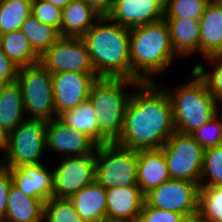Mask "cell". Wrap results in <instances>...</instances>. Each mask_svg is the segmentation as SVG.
Listing matches in <instances>:
<instances>
[{"label": "cell", "instance_id": "cell-1", "mask_svg": "<svg viewBox=\"0 0 222 222\" xmlns=\"http://www.w3.org/2000/svg\"><path fill=\"white\" fill-rule=\"evenodd\" d=\"M175 131L171 100L161 82L139 83L114 143L136 151L160 149Z\"/></svg>", "mask_w": 222, "mask_h": 222}, {"label": "cell", "instance_id": "cell-2", "mask_svg": "<svg viewBox=\"0 0 222 222\" xmlns=\"http://www.w3.org/2000/svg\"><path fill=\"white\" fill-rule=\"evenodd\" d=\"M131 79L140 83L158 82L155 75L168 71L176 57L167 21L130 28Z\"/></svg>", "mask_w": 222, "mask_h": 222}, {"label": "cell", "instance_id": "cell-3", "mask_svg": "<svg viewBox=\"0 0 222 222\" xmlns=\"http://www.w3.org/2000/svg\"><path fill=\"white\" fill-rule=\"evenodd\" d=\"M81 38L98 77L131 79L129 28L101 17Z\"/></svg>", "mask_w": 222, "mask_h": 222}, {"label": "cell", "instance_id": "cell-4", "mask_svg": "<svg viewBox=\"0 0 222 222\" xmlns=\"http://www.w3.org/2000/svg\"><path fill=\"white\" fill-rule=\"evenodd\" d=\"M139 83L123 77H98L91 87L88 99L99 130L111 143L121 134L129 100Z\"/></svg>", "mask_w": 222, "mask_h": 222}, {"label": "cell", "instance_id": "cell-5", "mask_svg": "<svg viewBox=\"0 0 222 222\" xmlns=\"http://www.w3.org/2000/svg\"><path fill=\"white\" fill-rule=\"evenodd\" d=\"M190 73V80L177 85V89L162 86L171 100L175 130L182 134H191L220 110V104L204 82L193 70Z\"/></svg>", "mask_w": 222, "mask_h": 222}, {"label": "cell", "instance_id": "cell-6", "mask_svg": "<svg viewBox=\"0 0 222 222\" xmlns=\"http://www.w3.org/2000/svg\"><path fill=\"white\" fill-rule=\"evenodd\" d=\"M136 150L116 143L99 145L96 150L94 182L105 188H123L137 185Z\"/></svg>", "mask_w": 222, "mask_h": 222}, {"label": "cell", "instance_id": "cell-7", "mask_svg": "<svg viewBox=\"0 0 222 222\" xmlns=\"http://www.w3.org/2000/svg\"><path fill=\"white\" fill-rule=\"evenodd\" d=\"M17 82L27 119L51 121L57 117L51 73L41 63L19 68Z\"/></svg>", "mask_w": 222, "mask_h": 222}, {"label": "cell", "instance_id": "cell-8", "mask_svg": "<svg viewBox=\"0 0 222 222\" xmlns=\"http://www.w3.org/2000/svg\"><path fill=\"white\" fill-rule=\"evenodd\" d=\"M46 124L44 120L26 119L10 131L8 146L3 153L4 166L18 167L44 162L47 152Z\"/></svg>", "mask_w": 222, "mask_h": 222}, {"label": "cell", "instance_id": "cell-9", "mask_svg": "<svg viewBox=\"0 0 222 222\" xmlns=\"http://www.w3.org/2000/svg\"><path fill=\"white\" fill-rule=\"evenodd\" d=\"M160 149L171 179L186 180L200 186L204 149L190 134L175 131Z\"/></svg>", "mask_w": 222, "mask_h": 222}, {"label": "cell", "instance_id": "cell-10", "mask_svg": "<svg viewBox=\"0 0 222 222\" xmlns=\"http://www.w3.org/2000/svg\"><path fill=\"white\" fill-rule=\"evenodd\" d=\"M56 164L53 166L54 198L69 199L94 182L96 155L63 157Z\"/></svg>", "mask_w": 222, "mask_h": 222}, {"label": "cell", "instance_id": "cell-11", "mask_svg": "<svg viewBox=\"0 0 222 222\" xmlns=\"http://www.w3.org/2000/svg\"><path fill=\"white\" fill-rule=\"evenodd\" d=\"M199 189L197 183L169 179L145 195V202L153 207L189 215L198 211Z\"/></svg>", "mask_w": 222, "mask_h": 222}, {"label": "cell", "instance_id": "cell-12", "mask_svg": "<svg viewBox=\"0 0 222 222\" xmlns=\"http://www.w3.org/2000/svg\"><path fill=\"white\" fill-rule=\"evenodd\" d=\"M40 63L51 74L65 71L95 73L82 38L60 37L40 57Z\"/></svg>", "mask_w": 222, "mask_h": 222}, {"label": "cell", "instance_id": "cell-13", "mask_svg": "<svg viewBox=\"0 0 222 222\" xmlns=\"http://www.w3.org/2000/svg\"><path fill=\"white\" fill-rule=\"evenodd\" d=\"M98 144L88 135L64 124L58 117L47 121L46 150L61 157L96 155Z\"/></svg>", "mask_w": 222, "mask_h": 222}, {"label": "cell", "instance_id": "cell-14", "mask_svg": "<svg viewBox=\"0 0 222 222\" xmlns=\"http://www.w3.org/2000/svg\"><path fill=\"white\" fill-rule=\"evenodd\" d=\"M98 78L96 73L65 71L51 74L57 117L88 100L91 87Z\"/></svg>", "mask_w": 222, "mask_h": 222}, {"label": "cell", "instance_id": "cell-15", "mask_svg": "<svg viewBox=\"0 0 222 222\" xmlns=\"http://www.w3.org/2000/svg\"><path fill=\"white\" fill-rule=\"evenodd\" d=\"M164 5L165 0H114L107 17L130 29L163 19Z\"/></svg>", "mask_w": 222, "mask_h": 222}, {"label": "cell", "instance_id": "cell-16", "mask_svg": "<svg viewBox=\"0 0 222 222\" xmlns=\"http://www.w3.org/2000/svg\"><path fill=\"white\" fill-rule=\"evenodd\" d=\"M46 162L9 167L13 184L24 194L40 199L43 203L53 197V168ZM50 169V170H49Z\"/></svg>", "mask_w": 222, "mask_h": 222}, {"label": "cell", "instance_id": "cell-17", "mask_svg": "<svg viewBox=\"0 0 222 222\" xmlns=\"http://www.w3.org/2000/svg\"><path fill=\"white\" fill-rule=\"evenodd\" d=\"M107 220L137 222L145 203V195L138 186L106 188Z\"/></svg>", "mask_w": 222, "mask_h": 222}, {"label": "cell", "instance_id": "cell-18", "mask_svg": "<svg viewBox=\"0 0 222 222\" xmlns=\"http://www.w3.org/2000/svg\"><path fill=\"white\" fill-rule=\"evenodd\" d=\"M137 155V185L144 195L171 179L161 149L138 150Z\"/></svg>", "mask_w": 222, "mask_h": 222}, {"label": "cell", "instance_id": "cell-19", "mask_svg": "<svg viewBox=\"0 0 222 222\" xmlns=\"http://www.w3.org/2000/svg\"><path fill=\"white\" fill-rule=\"evenodd\" d=\"M200 56L222 54V0H211L199 20Z\"/></svg>", "mask_w": 222, "mask_h": 222}, {"label": "cell", "instance_id": "cell-20", "mask_svg": "<svg viewBox=\"0 0 222 222\" xmlns=\"http://www.w3.org/2000/svg\"><path fill=\"white\" fill-rule=\"evenodd\" d=\"M69 200L84 222L107 220L106 188L95 182L80 189Z\"/></svg>", "mask_w": 222, "mask_h": 222}, {"label": "cell", "instance_id": "cell-21", "mask_svg": "<svg viewBox=\"0 0 222 222\" xmlns=\"http://www.w3.org/2000/svg\"><path fill=\"white\" fill-rule=\"evenodd\" d=\"M167 21L170 40L176 54L181 57L200 56L199 21L183 18H164ZM196 53V54H195Z\"/></svg>", "mask_w": 222, "mask_h": 222}, {"label": "cell", "instance_id": "cell-22", "mask_svg": "<svg viewBox=\"0 0 222 222\" xmlns=\"http://www.w3.org/2000/svg\"><path fill=\"white\" fill-rule=\"evenodd\" d=\"M97 14L84 0H71L62 9L60 37L81 38L99 19Z\"/></svg>", "mask_w": 222, "mask_h": 222}, {"label": "cell", "instance_id": "cell-23", "mask_svg": "<svg viewBox=\"0 0 222 222\" xmlns=\"http://www.w3.org/2000/svg\"><path fill=\"white\" fill-rule=\"evenodd\" d=\"M43 214L44 203L24 194L12 183L3 222H41Z\"/></svg>", "mask_w": 222, "mask_h": 222}, {"label": "cell", "instance_id": "cell-24", "mask_svg": "<svg viewBox=\"0 0 222 222\" xmlns=\"http://www.w3.org/2000/svg\"><path fill=\"white\" fill-rule=\"evenodd\" d=\"M26 119L19 83L0 85V125L10 132Z\"/></svg>", "mask_w": 222, "mask_h": 222}, {"label": "cell", "instance_id": "cell-25", "mask_svg": "<svg viewBox=\"0 0 222 222\" xmlns=\"http://www.w3.org/2000/svg\"><path fill=\"white\" fill-rule=\"evenodd\" d=\"M58 118L66 125L92 138L98 145L111 143L99 130L95 109L88 100L77 107L66 110Z\"/></svg>", "mask_w": 222, "mask_h": 222}, {"label": "cell", "instance_id": "cell-26", "mask_svg": "<svg viewBox=\"0 0 222 222\" xmlns=\"http://www.w3.org/2000/svg\"><path fill=\"white\" fill-rule=\"evenodd\" d=\"M0 48L19 68L40 63V57L20 30L0 35Z\"/></svg>", "mask_w": 222, "mask_h": 222}, {"label": "cell", "instance_id": "cell-27", "mask_svg": "<svg viewBox=\"0 0 222 222\" xmlns=\"http://www.w3.org/2000/svg\"><path fill=\"white\" fill-rule=\"evenodd\" d=\"M20 31L28 39L32 49L41 57L59 38V32L50 25L29 15L21 25Z\"/></svg>", "mask_w": 222, "mask_h": 222}, {"label": "cell", "instance_id": "cell-28", "mask_svg": "<svg viewBox=\"0 0 222 222\" xmlns=\"http://www.w3.org/2000/svg\"><path fill=\"white\" fill-rule=\"evenodd\" d=\"M32 0L0 1V35L20 30L26 18L31 15Z\"/></svg>", "mask_w": 222, "mask_h": 222}, {"label": "cell", "instance_id": "cell-29", "mask_svg": "<svg viewBox=\"0 0 222 222\" xmlns=\"http://www.w3.org/2000/svg\"><path fill=\"white\" fill-rule=\"evenodd\" d=\"M205 62L210 65L209 70L202 62H195L192 70L196 75L204 82L209 93L216 99V101L222 103V54L213 55L204 58ZM197 63V64H196ZM212 65V66H211ZM207 70H206V69Z\"/></svg>", "mask_w": 222, "mask_h": 222}, {"label": "cell", "instance_id": "cell-30", "mask_svg": "<svg viewBox=\"0 0 222 222\" xmlns=\"http://www.w3.org/2000/svg\"><path fill=\"white\" fill-rule=\"evenodd\" d=\"M198 211L207 222H222V186L200 187Z\"/></svg>", "mask_w": 222, "mask_h": 222}, {"label": "cell", "instance_id": "cell-31", "mask_svg": "<svg viewBox=\"0 0 222 222\" xmlns=\"http://www.w3.org/2000/svg\"><path fill=\"white\" fill-rule=\"evenodd\" d=\"M222 186V145L204 150L200 187Z\"/></svg>", "mask_w": 222, "mask_h": 222}, {"label": "cell", "instance_id": "cell-32", "mask_svg": "<svg viewBox=\"0 0 222 222\" xmlns=\"http://www.w3.org/2000/svg\"><path fill=\"white\" fill-rule=\"evenodd\" d=\"M211 0H165L164 18L199 21Z\"/></svg>", "mask_w": 222, "mask_h": 222}, {"label": "cell", "instance_id": "cell-33", "mask_svg": "<svg viewBox=\"0 0 222 222\" xmlns=\"http://www.w3.org/2000/svg\"><path fill=\"white\" fill-rule=\"evenodd\" d=\"M45 222H84L69 199L51 197L44 203Z\"/></svg>", "mask_w": 222, "mask_h": 222}, {"label": "cell", "instance_id": "cell-34", "mask_svg": "<svg viewBox=\"0 0 222 222\" xmlns=\"http://www.w3.org/2000/svg\"><path fill=\"white\" fill-rule=\"evenodd\" d=\"M221 109L206 124L190 134L204 150L222 145Z\"/></svg>", "mask_w": 222, "mask_h": 222}, {"label": "cell", "instance_id": "cell-35", "mask_svg": "<svg viewBox=\"0 0 222 222\" xmlns=\"http://www.w3.org/2000/svg\"><path fill=\"white\" fill-rule=\"evenodd\" d=\"M31 15L37 18L40 22L50 25L60 32L62 9L45 0H32Z\"/></svg>", "mask_w": 222, "mask_h": 222}, {"label": "cell", "instance_id": "cell-36", "mask_svg": "<svg viewBox=\"0 0 222 222\" xmlns=\"http://www.w3.org/2000/svg\"><path fill=\"white\" fill-rule=\"evenodd\" d=\"M184 215L162 210L144 203L137 222H181Z\"/></svg>", "mask_w": 222, "mask_h": 222}, {"label": "cell", "instance_id": "cell-37", "mask_svg": "<svg viewBox=\"0 0 222 222\" xmlns=\"http://www.w3.org/2000/svg\"><path fill=\"white\" fill-rule=\"evenodd\" d=\"M12 183L11 169L4 166L0 170V222H3L5 218L8 195Z\"/></svg>", "mask_w": 222, "mask_h": 222}, {"label": "cell", "instance_id": "cell-38", "mask_svg": "<svg viewBox=\"0 0 222 222\" xmlns=\"http://www.w3.org/2000/svg\"><path fill=\"white\" fill-rule=\"evenodd\" d=\"M19 67H17L0 48V85L17 81Z\"/></svg>", "mask_w": 222, "mask_h": 222}, {"label": "cell", "instance_id": "cell-39", "mask_svg": "<svg viewBox=\"0 0 222 222\" xmlns=\"http://www.w3.org/2000/svg\"><path fill=\"white\" fill-rule=\"evenodd\" d=\"M101 17H107L114 5V0H84Z\"/></svg>", "mask_w": 222, "mask_h": 222}, {"label": "cell", "instance_id": "cell-40", "mask_svg": "<svg viewBox=\"0 0 222 222\" xmlns=\"http://www.w3.org/2000/svg\"><path fill=\"white\" fill-rule=\"evenodd\" d=\"M9 142V132L0 125V152L4 153Z\"/></svg>", "mask_w": 222, "mask_h": 222}, {"label": "cell", "instance_id": "cell-41", "mask_svg": "<svg viewBox=\"0 0 222 222\" xmlns=\"http://www.w3.org/2000/svg\"><path fill=\"white\" fill-rule=\"evenodd\" d=\"M181 222H207L199 211L189 215H184Z\"/></svg>", "mask_w": 222, "mask_h": 222}, {"label": "cell", "instance_id": "cell-42", "mask_svg": "<svg viewBox=\"0 0 222 222\" xmlns=\"http://www.w3.org/2000/svg\"><path fill=\"white\" fill-rule=\"evenodd\" d=\"M54 6L63 9L65 8L71 0H45Z\"/></svg>", "mask_w": 222, "mask_h": 222}, {"label": "cell", "instance_id": "cell-43", "mask_svg": "<svg viewBox=\"0 0 222 222\" xmlns=\"http://www.w3.org/2000/svg\"><path fill=\"white\" fill-rule=\"evenodd\" d=\"M4 167V157L3 153L0 152V170Z\"/></svg>", "mask_w": 222, "mask_h": 222}, {"label": "cell", "instance_id": "cell-44", "mask_svg": "<svg viewBox=\"0 0 222 222\" xmlns=\"http://www.w3.org/2000/svg\"><path fill=\"white\" fill-rule=\"evenodd\" d=\"M102 222H117V221H108V220H105V221H102Z\"/></svg>", "mask_w": 222, "mask_h": 222}]
</instances>
